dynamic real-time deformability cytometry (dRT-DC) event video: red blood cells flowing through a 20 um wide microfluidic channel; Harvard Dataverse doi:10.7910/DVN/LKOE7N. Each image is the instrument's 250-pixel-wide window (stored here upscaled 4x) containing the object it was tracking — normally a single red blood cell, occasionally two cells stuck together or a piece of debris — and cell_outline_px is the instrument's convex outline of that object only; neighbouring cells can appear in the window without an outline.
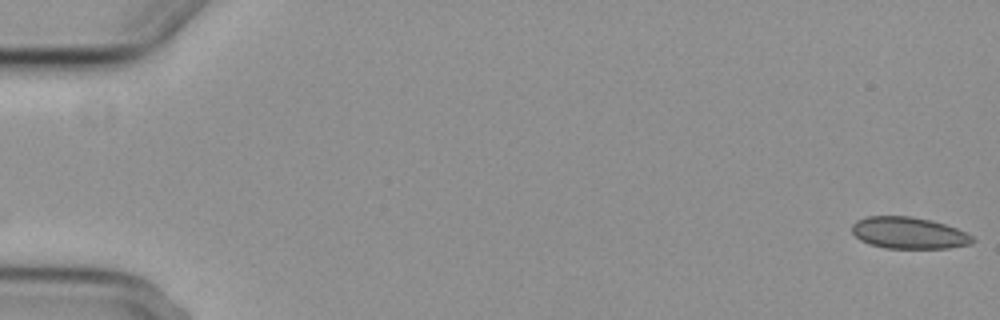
{"species": "common noctule bat (a hibernating species)", "species_latin": "Nyctalus noctula", "temperature_condition": "cold", "stored_images_in_passage": 2, "camera_frame_rate_fps": 3000, "um_per_image_px": 0.085, "animal": {"sex": "female", "body_mass_g": 29.2, "forearm_length_mm": 56.3}, "frame": {"image": 1, "passage_image": 2, "time_ms": 1.333, "image_size_px": [1000, 320], "cell_outline_px": [[976, 240], [972, 244], [948, 248], [884, 248], [868, 244], [860, 240], [852, 232], [852, 224], [856, 220], [868, 216], [912, 216], [932, 220], [956, 228], [972, 236]], "centroid_in_image_um": [77.23, 19.8], "position_along_channel_um": 7.8, "area_um2": 22.37}}